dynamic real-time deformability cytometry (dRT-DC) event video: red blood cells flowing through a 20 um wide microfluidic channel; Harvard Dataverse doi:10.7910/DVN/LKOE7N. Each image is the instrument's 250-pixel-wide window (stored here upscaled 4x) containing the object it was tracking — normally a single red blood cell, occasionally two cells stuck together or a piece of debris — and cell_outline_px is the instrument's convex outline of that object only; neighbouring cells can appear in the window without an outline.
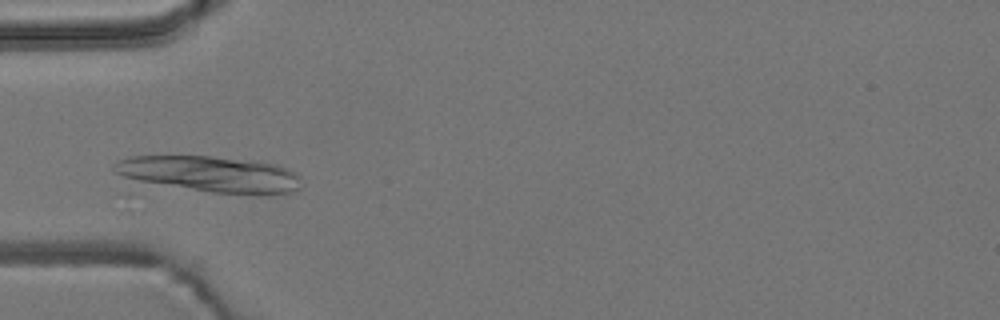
{"species": "common noctule bat (a hibernating species)", "species_latin": "Nyctalus noctula", "temperature_condition": "room temperature", "stored_images_in_passage": 49, "camera_frame_rate_fps": 3000, "um_per_image_px": 0.085, "animal": {"sex": "male", "body_mass_g": 19.2, "forearm_length_mm": 51.8}, "frame": {"image": 1, "passage_image": 12, "time_ms": 3.667, "image_size_px": [1000, 320], "cell_outline_px": [[300, 188], [296, 192], [272, 196], [256, 196], [212, 192], [140, 180], [124, 176], [116, 172], [112, 168], [112, 164], [116, 160], [128, 156], [212, 156], [276, 164], [288, 168], [296, 172], [300, 176]], "centroid_in_image_um": [18.0, 14.81], "position_along_channel_um": 67.0, "area_um2": 39.48}}
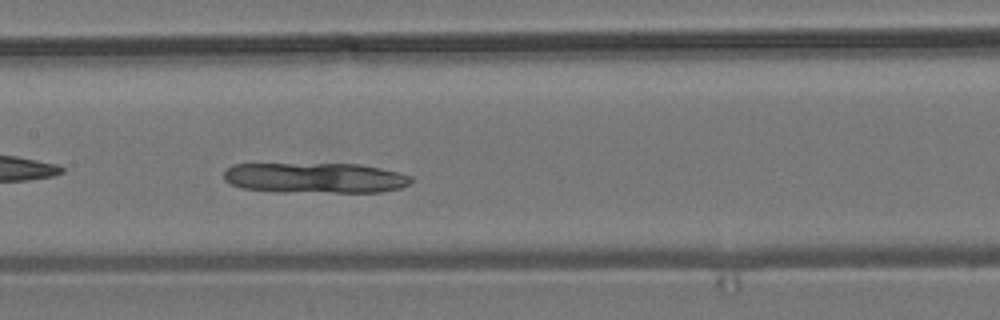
{"frame": {"image": 2, "passage_image": 21, "time_ms": 6.667, "image_size_px": [1000, 320], "cell_outline_px": [[412, 184], [400, 188], [380, 192], [276, 192], [240, 188], [228, 184], [224, 180], [224, 172], [232, 164], [360, 164], [400, 172], [412, 176]], "centroid_in_image_um": [26.78, 15.13], "position_along_channel_um": 180.6, "area_um2": 33.64}}
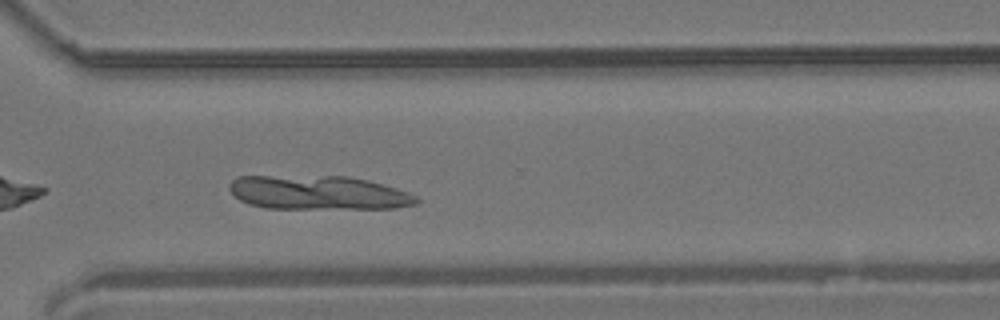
{"frame": {"image": 3, "passage_image": 34, "time_ms": 11.0, "image_size_px": [1000, 320], "cell_outline_px": [[420, 200], [416, 204], [396, 208], [264, 208], [248, 204], [240, 200], [228, 188], [228, 184], [236, 176], [348, 176], [368, 180], [396, 188], [420, 196]], "centroid_in_image_um": [27.06, 16.37], "position_along_channel_um": 343.5, "area_um2": 37.22}}